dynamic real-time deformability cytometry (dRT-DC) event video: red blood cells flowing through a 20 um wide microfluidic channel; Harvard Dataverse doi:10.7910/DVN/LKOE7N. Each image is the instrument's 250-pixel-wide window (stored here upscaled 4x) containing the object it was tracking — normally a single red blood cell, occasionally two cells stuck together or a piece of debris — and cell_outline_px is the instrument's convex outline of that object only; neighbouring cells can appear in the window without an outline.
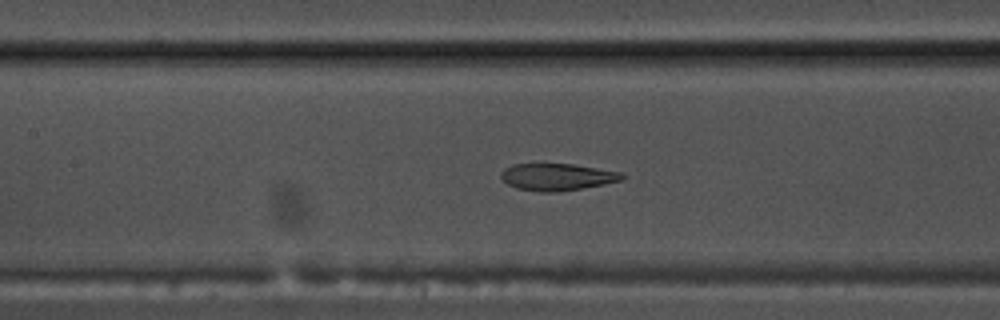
{"species": "common noctule bat (a hibernating species)", "species_latin": "Nyctalus noctula", "temperature_condition": "warm", "stored_images_in_passage": 36, "camera_frame_rate_fps": 3000, "um_per_image_px": 0.085, "animal": {"sex": "male", "body_mass_g": 17.5, "forearm_length_mm": 52.3}, "frame": {"image": 1, "passage_image": 16, "time_ms": 5.0, "image_size_px": [1000, 320], "cell_outline_px": [[624, 180], [604, 184], [556, 192], [540, 192], [516, 188], [508, 184], [500, 176], [500, 172], [504, 168], [512, 164], [572, 164], [620, 172], [624, 176]], "centroid_in_image_um": [47.32, 15.04], "position_along_channel_um": 160.1, "area_um2": 18.9}}
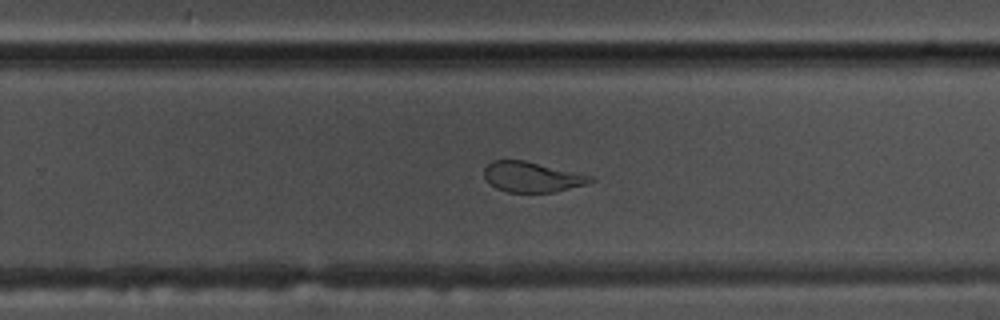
{"frame": {"image": 2, "passage_image": 26, "time_ms": 8.333, "image_size_px": [1000, 320], "cell_outline_px": [[596, 180], [588, 184], [556, 192], [508, 192], [496, 188], [488, 184], [484, 180], [484, 168], [492, 160], [524, 160], [592, 176]], "centroid_in_image_um": [45.2, 15.05], "position_along_channel_um": 284.6, "area_um2": 18.9}}